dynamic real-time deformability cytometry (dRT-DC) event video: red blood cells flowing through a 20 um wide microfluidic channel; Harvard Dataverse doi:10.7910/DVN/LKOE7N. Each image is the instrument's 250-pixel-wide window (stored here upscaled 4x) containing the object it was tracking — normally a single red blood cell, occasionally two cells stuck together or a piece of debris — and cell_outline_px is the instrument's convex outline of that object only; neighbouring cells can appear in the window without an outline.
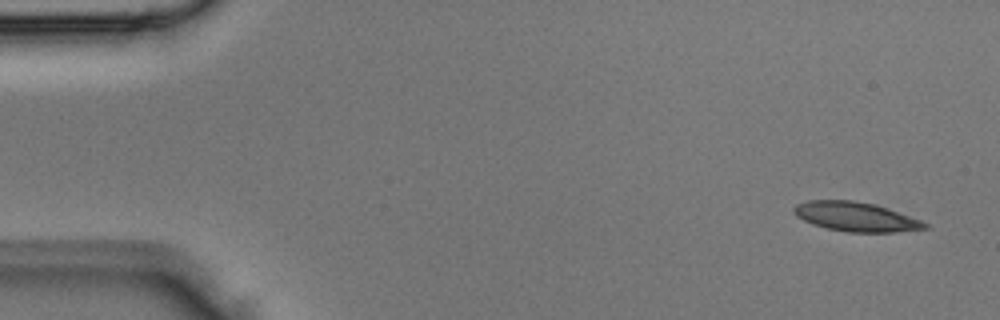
{"species": "Egyptian fruit bat (a non-hibernating species)", "species_latin": "Rousettus aegyptiacus", "temperature_condition": "room temperature", "stored_images_in_passage": 3, "camera_frame_rate_fps": 3000, "um_per_image_px": 0.085, "animal": {"sex": "male"}, "frame": {"image": 1, "passage_image": 1, "time_ms": 0.0, "image_size_px": [1000, 320], "cell_outline_px": [[932, 228], [892, 232], [848, 232], [828, 228], [812, 224], [796, 216], [792, 212], [792, 208], [796, 204], [808, 200], [852, 200], [876, 204], [920, 220], [928, 224]], "centroid_in_image_um": [72.72, 18.41], "position_along_channel_um": 12.3, "area_um2": 22.37}}